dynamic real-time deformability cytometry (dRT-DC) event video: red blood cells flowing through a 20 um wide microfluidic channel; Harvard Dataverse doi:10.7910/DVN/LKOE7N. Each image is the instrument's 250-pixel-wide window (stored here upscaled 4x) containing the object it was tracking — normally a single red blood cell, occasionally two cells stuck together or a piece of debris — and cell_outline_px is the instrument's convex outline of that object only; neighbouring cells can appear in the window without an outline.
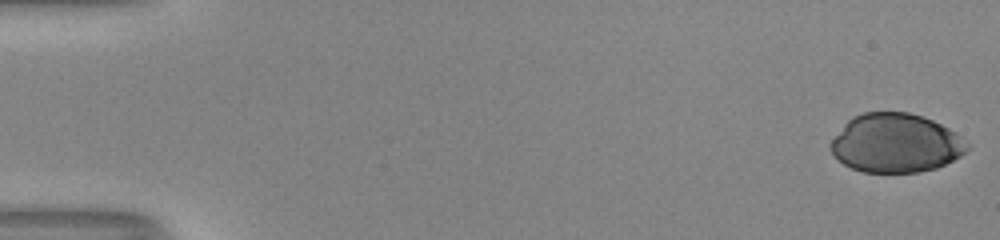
{"species": "human", "species_latin": "Homo sapiens", "temperature_condition": "room temperature", "stored_images_in_passage": 8, "camera_frame_rate_fps": 3000, "um_per_image_px": 0.085, "donor": {"sex": "male"}, "frame": {"image": 1, "passage_image": 1, "time_ms": 0.0, "image_size_px": [1000, 240], "cell_outline_px": [[972, 148], [960, 156], [936, 168], [920, 172], [864, 172], [852, 168], [844, 164], [828, 148], [828, 144], [844, 124], [852, 116], [864, 112], [908, 112], [932, 120], [956, 132], [972, 144]], "centroid_in_image_um": [76.16, 12.16], "position_along_channel_um": 8.8, "area_um2": 47.05}}